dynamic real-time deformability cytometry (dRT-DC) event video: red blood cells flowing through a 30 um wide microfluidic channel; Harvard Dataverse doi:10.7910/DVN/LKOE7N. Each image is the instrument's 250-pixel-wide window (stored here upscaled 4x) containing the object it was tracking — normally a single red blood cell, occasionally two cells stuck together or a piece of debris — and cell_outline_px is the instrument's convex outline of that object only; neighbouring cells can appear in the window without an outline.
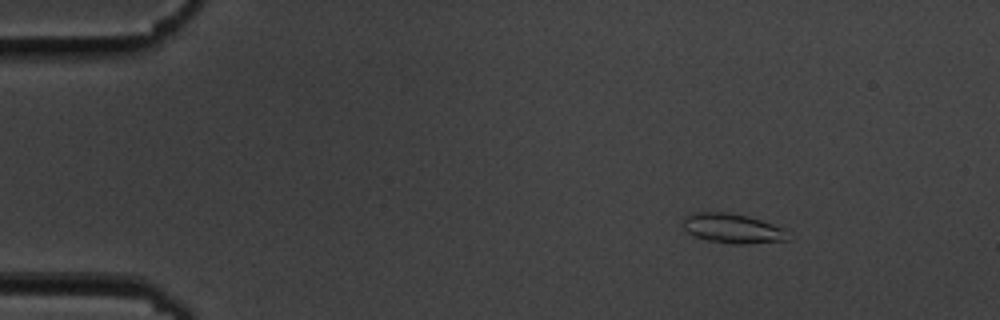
{"species": "common noctule bat (a hibernating species)", "species_latin": "Nyctalus noctula", "temperature_condition": "cold", "stored_images_in_passage": 49, "camera_frame_rate_fps": 3000, "um_per_image_px": 0.085, "animal": {"sex": "male", "body_mass_g": 19.5, "forearm_length_mm": 54.6}, "frame": {"image": 1, "passage_image": 1, "time_ms": 0.0, "image_size_px": [1000, 320], "cell_outline_px": [[792, 240], [744, 244], [732, 244], [708, 240], [696, 236], [688, 232], [684, 228], [684, 216], [692, 212], [724, 212], [748, 216], [784, 228]], "centroid_in_image_um": [62.29, 19.42], "position_along_channel_um": 22.7, "area_um2": 18.09}}
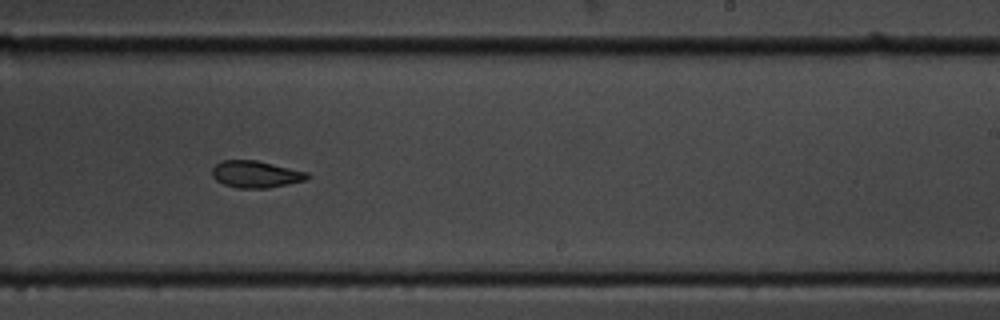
{"frame": {"image": 2, "passage_image": 28, "time_ms": 9.0, "image_size_px": [1000, 320], "cell_outline_px": [[312, 176], [304, 180], [288, 184], [268, 188], [236, 188], [224, 184], [216, 180], [212, 176], [212, 168], [220, 160], [256, 160], [308, 172]], "centroid_in_image_um": [21.73, 14.81], "position_along_channel_um": 267.3, "area_um2": 14.97}}
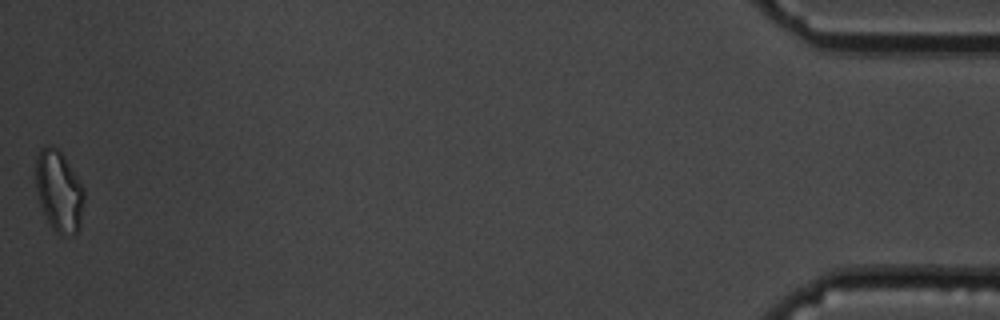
{"frame": {"image": 3, "passage_image": 49, "time_ms": 16.0, "image_size_px": [1000, 320], "cell_outline_px": [[84, 200], [80, 228], [72, 236], [56, 232], [52, 228], [40, 204], [36, 188], [36, 156], [40, 148], [52, 144], [64, 156], [84, 188]], "centroid_in_image_um": [5.02, 16.24], "position_along_channel_um": 430.2, "area_um2": 22.77}, "authors_computed_cell_mechanics": {"area_um2": 15.8372, "velocity_mm_per_s": 3.6197, "shape_relaxation_time_tau1_ms": null, "shape_relaxation_time_tau2_ms": 5.4822, "deformation_change_tau1": null, "deformation_change_tau2": 0.1199}}